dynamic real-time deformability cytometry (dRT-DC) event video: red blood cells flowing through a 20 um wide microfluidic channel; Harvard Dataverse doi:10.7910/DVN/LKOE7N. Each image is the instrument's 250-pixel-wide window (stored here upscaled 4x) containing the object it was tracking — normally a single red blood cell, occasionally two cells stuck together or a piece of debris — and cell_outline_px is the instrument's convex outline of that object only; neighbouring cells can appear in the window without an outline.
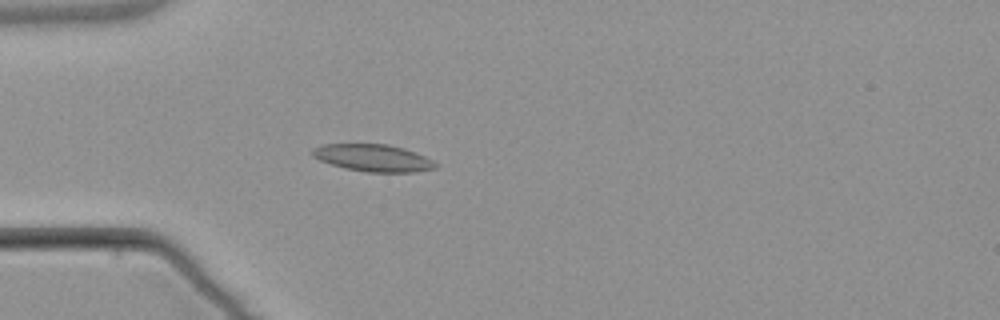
{"species": "common noctule bat (a hibernating species)", "species_latin": "Nyctalus noctula", "temperature_condition": "warm", "stored_images_in_passage": 5, "camera_frame_rate_fps": 3000, "um_per_image_px": 0.085, "animal": {"sex": "male", "body_mass_g": 21.5, "forearm_length_mm": 52.0}, "frame": {"image": 1, "passage_image": 5, "time_ms": 5.0, "image_size_px": [1000, 320], "cell_outline_px": [[440, 164], [436, 168], [416, 172], [368, 172], [344, 168], [320, 160], [312, 156], [312, 148], [320, 144], [388, 144], [404, 148], [416, 152]], "centroid_in_image_um": [31.73, 13.42], "position_along_channel_um": 53.3, "area_um2": 19.59}}